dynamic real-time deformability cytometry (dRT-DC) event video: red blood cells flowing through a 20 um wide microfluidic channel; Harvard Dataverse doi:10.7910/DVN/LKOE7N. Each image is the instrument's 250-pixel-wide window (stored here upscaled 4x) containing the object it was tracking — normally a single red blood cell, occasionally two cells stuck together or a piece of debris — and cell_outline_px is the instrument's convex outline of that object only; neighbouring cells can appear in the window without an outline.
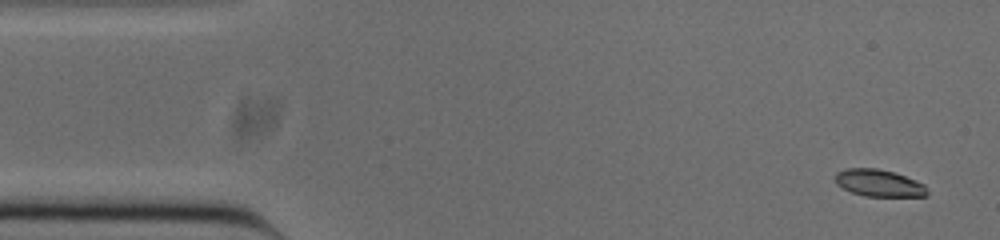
{"species": "common noctule bat (a hibernating species)", "species_latin": "Nyctalus noctula", "temperature_condition": "cold", "stored_images_in_passage": 51, "camera_frame_rate_fps": 3000, "um_per_image_px": 0.085, "animal": {"sex": "male", "body_mass_g": 20.0, "forearm_length_mm": 53.3}, "frame": {"image": 1, "passage_image": 1, "time_ms": 0.0, "image_size_px": [1000, 240], "cell_outline_px": [[928, 196], [864, 196], [852, 192], [836, 184], [836, 172], [848, 168], [876, 168], [892, 172], [904, 176], [924, 184], [928, 192]], "centroid_in_image_um": [74.71, 15.56], "position_along_channel_um": 10.3, "area_um2": 14.28}}
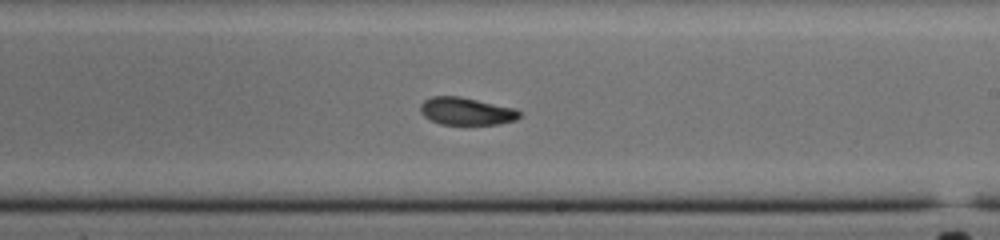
{"frame": {"image": 2, "passage_image": 28, "time_ms": 9.0, "image_size_px": [1000, 240], "cell_outline_px": [[520, 116], [516, 120], [500, 124], [440, 124], [424, 116], [420, 112], [420, 104], [424, 100], [432, 96], [460, 96], [516, 108], [520, 112]], "centroid_in_image_um": [39.64, 9.44], "position_along_channel_um": 249.4, "area_um2": 15.95}}
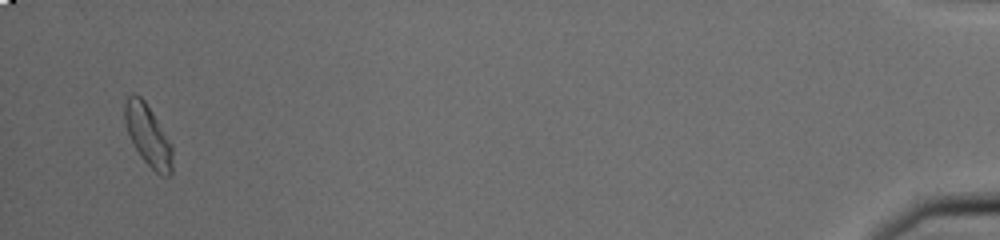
{"frame": {"image": 3, "passage_image": 49, "time_ms": 16.0, "image_size_px": [1000, 240], "cell_outline_px": [[172, 172], [168, 176], [160, 176], [140, 156], [128, 132], [124, 120], [124, 104], [128, 96], [140, 96], [144, 100], [156, 120], [172, 148]], "centroid_in_image_um": [12.57, 11.55], "position_along_channel_um": 422.6, "area_um2": 16.24}, "authors_computed_cell_mechanics": {"area_um2": 16.2418, "velocity_mm_per_s": 3.8381, "shape_relaxation_time_tau1_ms": 4.0753, "shape_relaxation_time_tau2_ms": null, "deformation_change_tau1": 0.1122, "deformation_change_tau2": null}}